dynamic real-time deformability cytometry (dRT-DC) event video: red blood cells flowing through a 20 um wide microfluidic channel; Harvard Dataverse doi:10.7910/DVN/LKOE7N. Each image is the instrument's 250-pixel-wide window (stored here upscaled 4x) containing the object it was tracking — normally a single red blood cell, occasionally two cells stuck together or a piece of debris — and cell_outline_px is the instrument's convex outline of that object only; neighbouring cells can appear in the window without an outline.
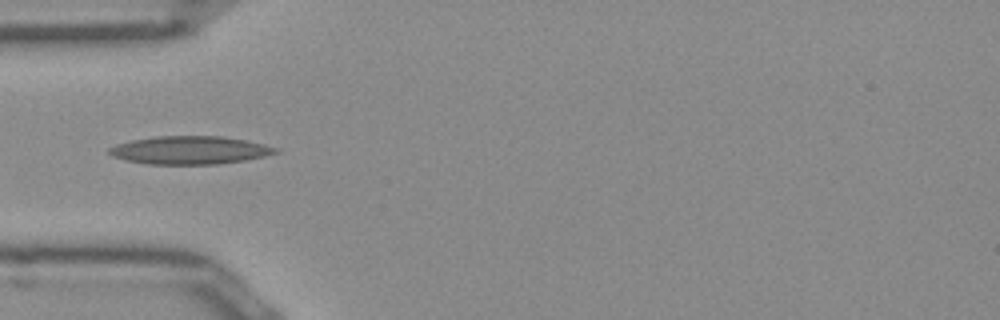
{"species": "Egyptian fruit bat (a non-hibernating species)", "species_latin": "Rousettus aegyptiacus", "temperature_condition": "room temperature", "stored_images_in_passage": 36, "camera_frame_rate_fps": 3000, "um_per_image_px": 0.085, "frame": {"image": 1, "passage_image": 1, "time_ms": 0.0, "image_size_px": [1000, 320], "cell_outline_px": [[280, 152], [264, 156], [244, 160], [216, 164], [148, 164], [124, 160], [112, 156], [108, 152], [108, 148], [116, 144], [132, 140], [156, 136], [220, 136], [244, 140], [264, 144], [280, 148]], "centroid_in_image_um": [16.12, 12.76], "position_along_channel_um": 68.9, "area_um2": 27.22}}
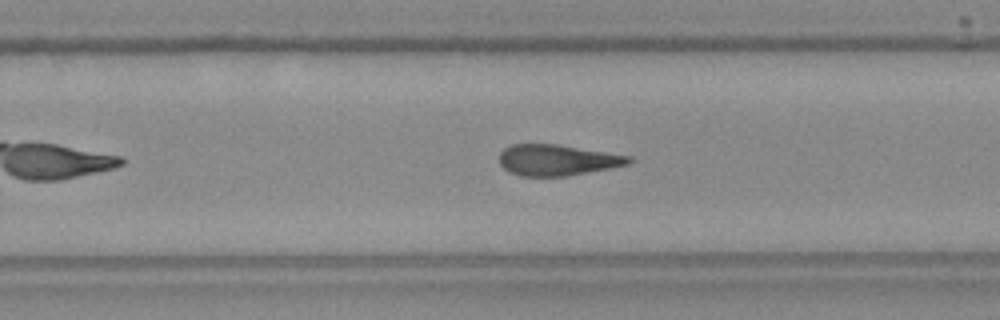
{"frame": {"image": 2, "passage_image": 17, "time_ms": 5.333, "image_size_px": [1000, 320], "cell_outline_px": [[636, 160], [628, 164], [568, 176], [520, 176], [508, 172], [500, 164], [500, 152], [504, 148], [512, 144], [556, 144], [632, 156]], "centroid_in_image_um": [47.37, 13.6], "position_along_channel_um": 282.4, "area_um2": 23.41}}
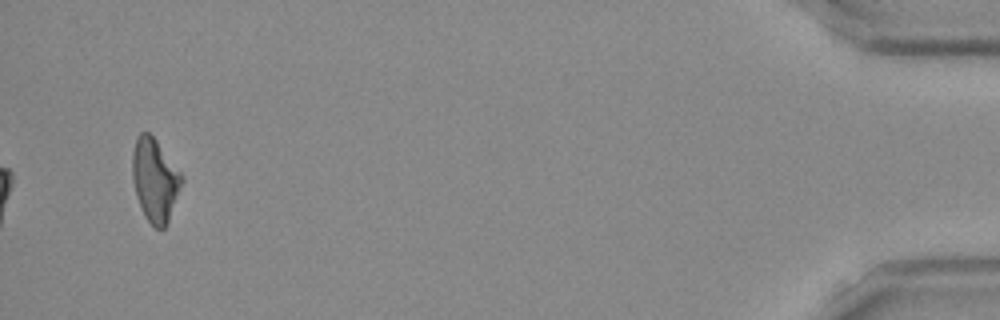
{"frame": {"image": 3, "passage_image": 34, "time_ms": 11.0, "image_size_px": [1000, 320], "cell_outline_px": [[184, 180], [168, 220], [164, 228], [156, 228], [144, 216], [140, 208], [136, 196], [132, 180], [132, 152], [136, 136], [140, 132], [148, 132], [156, 140], [184, 176]], "centroid_in_image_um": [13.15, 15.28], "position_along_channel_um": 422.1, "area_um2": 23.93}, "authors_computed_cell_mechanics": {"area_um2": 23.8714, "velocity_mm_per_s": 3.9905, "shape_relaxation_time_tau1_ms": null, "shape_relaxation_time_tau2_ms": 3.7904, "deformation_change_tau1": null, "deformation_change_tau2": 0.1369}}